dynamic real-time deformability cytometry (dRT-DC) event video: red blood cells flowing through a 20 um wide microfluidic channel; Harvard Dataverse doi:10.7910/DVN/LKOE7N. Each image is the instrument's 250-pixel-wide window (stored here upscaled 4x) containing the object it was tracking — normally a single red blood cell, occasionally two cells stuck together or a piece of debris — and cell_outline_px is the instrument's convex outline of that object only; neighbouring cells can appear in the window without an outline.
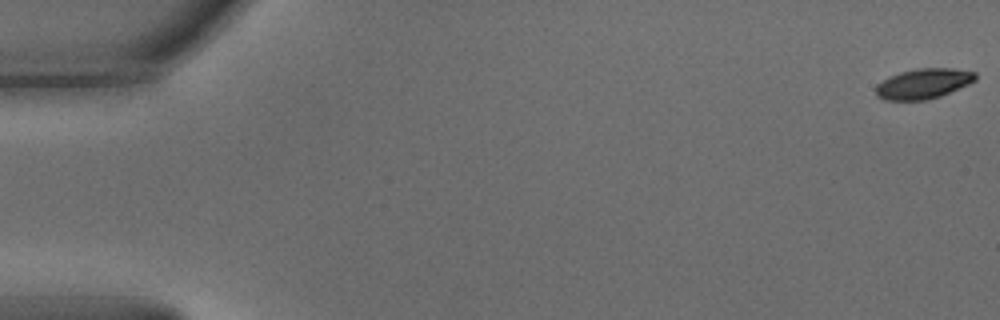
{"species": "common noctule bat (a hibernating species)", "species_latin": "Nyctalus noctula", "temperature_condition": "warm", "stored_images_in_passage": 54, "camera_frame_rate_fps": 3000, "um_per_image_px": 0.085, "animal": {"sex": "male", "body_mass_g": 15.6}, "frame": {"image": 1, "passage_image": 1, "time_ms": 0.0, "image_size_px": [1000, 320], "cell_outline_px": [[976, 80], [968, 84], [940, 96], [924, 100], [884, 100], [876, 96], [876, 84], [888, 76], [900, 72], [916, 68], [952, 68], [976, 72]], "centroid_in_image_um": [78.45, 7.1], "position_along_channel_um": 6.5, "area_um2": 17.57}}
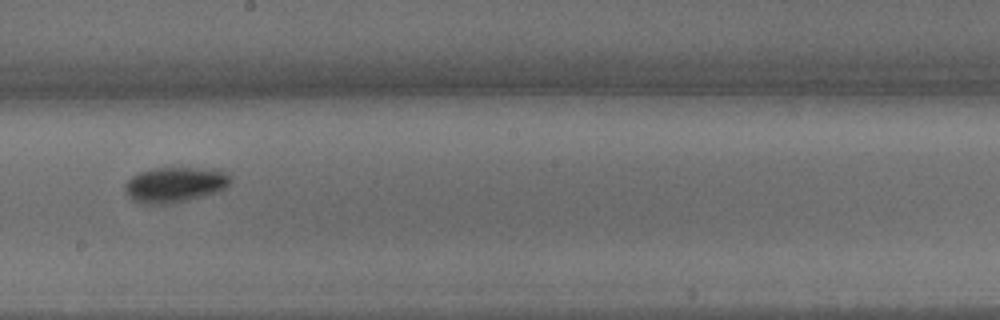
{"frame": {"image": 2, "passage_image": 31, "time_ms": 10.0, "image_size_px": [1000, 320], "cell_outline_px": [[232, 180], [224, 188], [188, 200], [172, 204], [144, 204], [132, 200], [128, 196], [124, 188], [124, 184], [132, 176], [140, 172], [152, 168], [220, 168], [228, 172], [232, 176]], "centroid_in_image_um": [14.87, 15.68], "position_along_channel_um": 233.3, "area_um2": 21.91}}
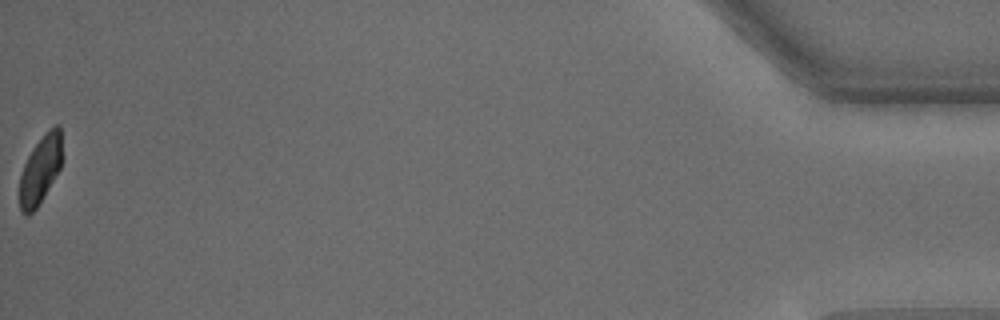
{"frame": {"image": 3, "passage_image": 54, "time_ms": 17.667, "image_size_px": [1000, 320], "cell_outline_px": [[64, 156], [60, 168], [44, 196], [36, 208], [28, 216], [20, 212], [20, 176], [24, 164], [28, 156], [44, 132], [48, 128], [56, 124], [60, 124]], "centroid_in_image_um": [3.47, 14.36], "position_along_channel_um": 431.7, "area_um2": 17.17}, "authors_computed_cell_mechanics": {"area_um2": 19.1896, "velocity_mm_per_s": 3.8411, "shape_relaxation_time_tau1_ms": 2.1368, "shape_relaxation_time_tau2_ms": null, "deformation_change_tau1": 0.1168, "deformation_change_tau2": null}}